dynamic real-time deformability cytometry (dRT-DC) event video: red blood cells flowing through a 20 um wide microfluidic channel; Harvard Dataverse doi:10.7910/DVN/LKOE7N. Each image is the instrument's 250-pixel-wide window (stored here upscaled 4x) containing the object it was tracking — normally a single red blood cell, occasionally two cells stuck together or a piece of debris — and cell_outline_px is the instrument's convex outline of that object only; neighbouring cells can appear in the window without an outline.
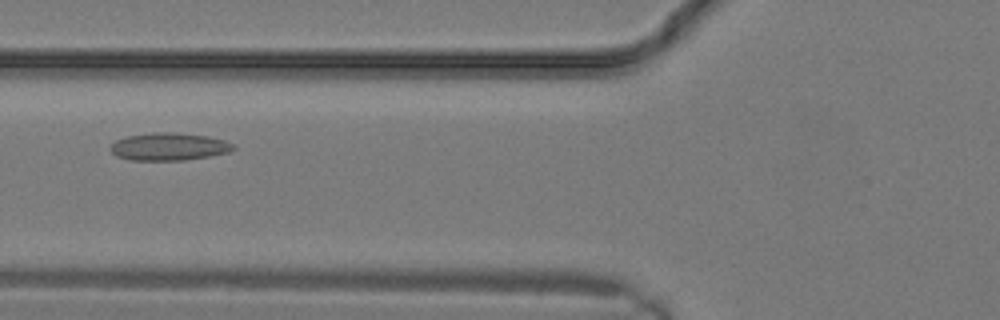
{"species": "common noctule bat (a hibernating species)", "species_latin": "Nyctalus noctula", "temperature_condition": "warm", "stored_images_in_passage": 8, "camera_frame_rate_fps": 3000, "um_per_image_px": 0.085, "animal": {"sex": "male", "body_mass_g": 19.2, "forearm_length_mm": 51.8}, "frame": {"image": 1, "passage_image": 7, "time_ms": 2.0, "image_size_px": [1000, 320], "cell_outline_px": [[236, 148], [228, 152], [208, 156], [184, 160], [128, 160], [116, 156], [112, 152], [112, 144], [116, 140], [128, 136], [152, 132], [176, 132], [208, 136], [224, 140], [232, 144]], "centroid_in_image_um": [14.36, 12.46], "position_along_channel_um": 111.4, "area_um2": 19.65}}